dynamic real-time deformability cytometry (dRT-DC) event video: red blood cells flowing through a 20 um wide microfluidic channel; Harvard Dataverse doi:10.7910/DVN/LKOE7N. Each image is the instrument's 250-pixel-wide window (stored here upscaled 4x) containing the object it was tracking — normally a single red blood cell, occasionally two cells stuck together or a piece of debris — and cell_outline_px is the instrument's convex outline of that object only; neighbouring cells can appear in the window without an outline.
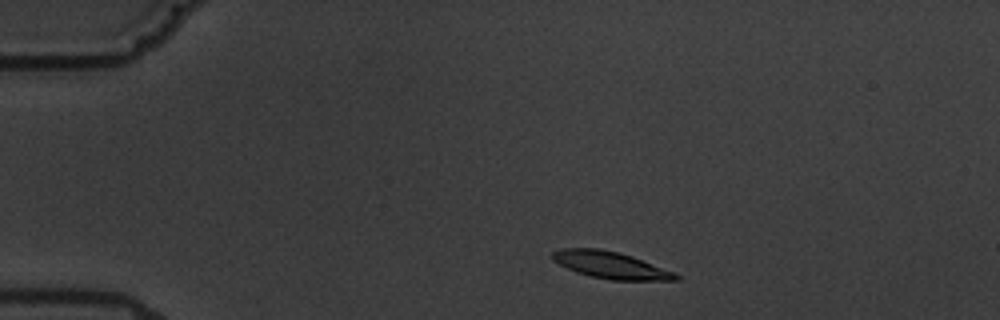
{"species": "common noctule bat (a hibernating species)", "species_latin": "Nyctalus noctula", "temperature_condition": "warm", "stored_images_in_passage": 2, "camera_frame_rate_fps": 3000, "um_per_image_px": 0.085, "animal": {"sex": "male", "body_mass_g": 19.5, "forearm_length_mm": 54.6}, "frame": {"image": 1, "passage_image": 1, "time_ms": 0.0, "image_size_px": [1000, 320], "cell_outline_px": [[680, 280], [612, 280], [592, 276], [576, 272], [552, 260], [552, 252], [564, 248], [600, 248], [632, 256], [676, 272], [680, 276]], "centroid_in_image_um": [51.94, 22.53], "position_along_channel_um": 33.1, "area_um2": 19.25}}